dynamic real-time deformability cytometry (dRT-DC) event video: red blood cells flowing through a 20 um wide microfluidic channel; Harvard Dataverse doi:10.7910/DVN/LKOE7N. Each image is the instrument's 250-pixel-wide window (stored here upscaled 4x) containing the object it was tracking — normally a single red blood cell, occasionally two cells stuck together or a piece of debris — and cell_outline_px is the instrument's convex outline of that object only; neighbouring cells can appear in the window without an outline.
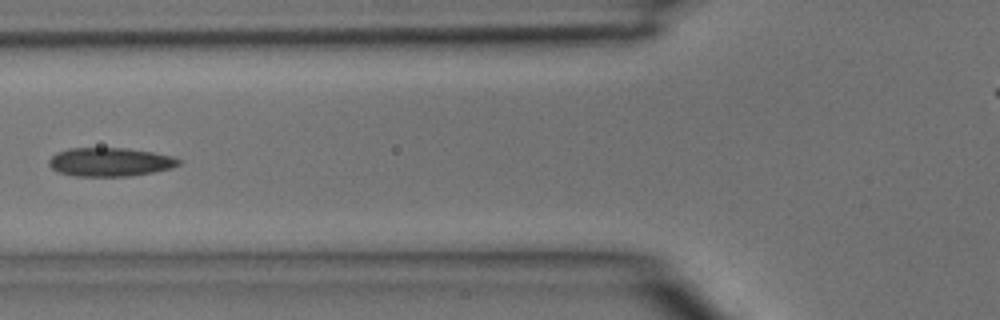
{"species": "common noctule bat (a hibernating species)", "species_latin": "Nyctalus noctula", "temperature_condition": "room temperature", "stored_images_in_passage": 38, "camera_frame_rate_fps": 3000, "um_per_image_px": 0.085, "animal": {"sex": "male", "body_mass_g": 15.6}, "frame": {"image": 1, "passage_image": 12, "time_ms": 3.667, "image_size_px": [1000, 320], "cell_outline_px": [[184, 160], [180, 164], [172, 168], [152, 172], [128, 176], [72, 176], [56, 172], [48, 164], [48, 160], [56, 152], [68, 148], [128, 148], [152, 152], [172, 156]], "centroid_in_image_um": [9.34, 13.77], "position_along_channel_um": 116.5, "area_um2": 21.91}}
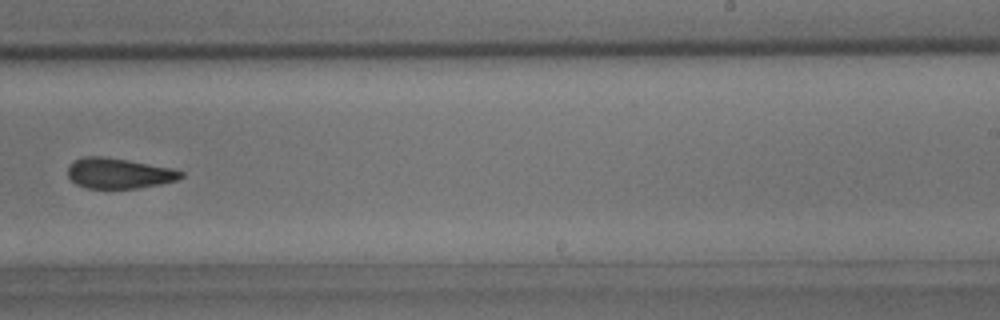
{"frame": {"image": 2, "passage_image": 22, "time_ms": 7.0, "image_size_px": [1000, 320], "cell_outline_px": [[184, 176], [176, 180], [160, 184], [136, 188], [88, 188], [76, 184], [68, 176], [68, 168], [76, 160], [84, 156], [104, 156], [128, 160], [172, 168], [184, 172]], "centroid_in_image_um": [10.12, 14.72], "position_along_channel_um": 278.9, "area_um2": 19.88}}